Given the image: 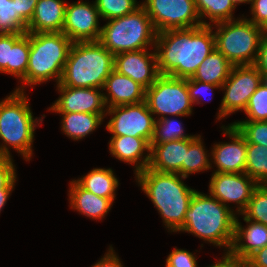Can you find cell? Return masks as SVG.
Returning <instances> with one entry per match:
<instances>
[{"label":"cell","instance_id":"39","mask_svg":"<svg viewBox=\"0 0 267 267\" xmlns=\"http://www.w3.org/2000/svg\"><path fill=\"white\" fill-rule=\"evenodd\" d=\"M165 267H199L197 259L192 252L174 248L166 259Z\"/></svg>","mask_w":267,"mask_h":267},{"label":"cell","instance_id":"28","mask_svg":"<svg viewBox=\"0 0 267 267\" xmlns=\"http://www.w3.org/2000/svg\"><path fill=\"white\" fill-rule=\"evenodd\" d=\"M201 135H196L189 139L188 152L185 156V162L182 164V176L188 177L200 171H207L212 168L211 155H207L204 148Z\"/></svg>","mask_w":267,"mask_h":267},{"label":"cell","instance_id":"19","mask_svg":"<svg viewBox=\"0 0 267 267\" xmlns=\"http://www.w3.org/2000/svg\"><path fill=\"white\" fill-rule=\"evenodd\" d=\"M102 90L107 108L124 105L137 104L145 101L146 89L130 77L112 70L106 78Z\"/></svg>","mask_w":267,"mask_h":267},{"label":"cell","instance_id":"10","mask_svg":"<svg viewBox=\"0 0 267 267\" xmlns=\"http://www.w3.org/2000/svg\"><path fill=\"white\" fill-rule=\"evenodd\" d=\"M112 118L106 129L112 136H130L145 139L149 144L154 136L155 119L146 101L107 108L105 116Z\"/></svg>","mask_w":267,"mask_h":267},{"label":"cell","instance_id":"47","mask_svg":"<svg viewBox=\"0 0 267 267\" xmlns=\"http://www.w3.org/2000/svg\"><path fill=\"white\" fill-rule=\"evenodd\" d=\"M13 189H0V212L2 211L3 207L6 205L9 196Z\"/></svg>","mask_w":267,"mask_h":267},{"label":"cell","instance_id":"4","mask_svg":"<svg viewBox=\"0 0 267 267\" xmlns=\"http://www.w3.org/2000/svg\"><path fill=\"white\" fill-rule=\"evenodd\" d=\"M25 92L14 91L0 101V156L12 157L10 147L30 161L35 129L42 123V117L33 116ZM41 118V119H40Z\"/></svg>","mask_w":267,"mask_h":267},{"label":"cell","instance_id":"14","mask_svg":"<svg viewBox=\"0 0 267 267\" xmlns=\"http://www.w3.org/2000/svg\"><path fill=\"white\" fill-rule=\"evenodd\" d=\"M95 2L77 1L66 5L62 32L73 42L99 41L101 28Z\"/></svg>","mask_w":267,"mask_h":267},{"label":"cell","instance_id":"40","mask_svg":"<svg viewBox=\"0 0 267 267\" xmlns=\"http://www.w3.org/2000/svg\"><path fill=\"white\" fill-rule=\"evenodd\" d=\"M187 88H188L190 99L194 105V104H201L200 100L206 97L205 94L208 95L210 91H213V89H219L221 88V86L194 80L190 77V78H187ZM211 99H208L207 101H210Z\"/></svg>","mask_w":267,"mask_h":267},{"label":"cell","instance_id":"22","mask_svg":"<svg viewBox=\"0 0 267 267\" xmlns=\"http://www.w3.org/2000/svg\"><path fill=\"white\" fill-rule=\"evenodd\" d=\"M65 2V0H38L32 19L27 25V32H62L67 5Z\"/></svg>","mask_w":267,"mask_h":267},{"label":"cell","instance_id":"49","mask_svg":"<svg viewBox=\"0 0 267 267\" xmlns=\"http://www.w3.org/2000/svg\"><path fill=\"white\" fill-rule=\"evenodd\" d=\"M261 82L267 86V73H261Z\"/></svg>","mask_w":267,"mask_h":267},{"label":"cell","instance_id":"16","mask_svg":"<svg viewBox=\"0 0 267 267\" xmlns=\"http://www.w3.org/2000/svg\"><path fill=\"white\" fill-rule=\"evenodd\" d=\"M223 134L230 142L214 144L211 150V162L217 168L214 173H245L247 142L238 129L232 125L221 126Z\"/></svg>","mask_w":267,"mask_h":267},{"label":"cell","instance_id":"30","mask_svg":"<svg viewBox=\"0 0 267 267\" xmlns=\"http://www.w3.org/2000/svg\"><path fill=\"white\" fill-rule=\"evenodd\" d=\"M194 136L184 133L181 121L167 116L155 119L154 136L150 144H163L174 140L190 139Z\"/></svg>","mask_w":267,"mask_h":267},{"label":"cell","instance_id":"18","mask_svg":"<svg viewBox=\"0 0 267 267\" xmlns=\"http://www.w3.org/2000/svg\"><path fill=\"white\" fill-rule=\"evenodd\" d=\"M247 226L241 225L236 215L234 236L229 253L241 262H245L253 253L267 245V226L246 219Z\"/></svg>","mask_w":267,"mask_h":267},{"label":"cell","instance_id":"1","mask_svg":"<svg viewBox=\"0 0 267 267\" xmlns=\"http://www.w3.org/2000/svg\"><path fill=\"white\" fill-rule=\"evenodd\" d=\"M215 49L211 25L157 33L155 51L160 75L190 78Z\"/></svg>","mask_w":267,"mask_h":267},{"label":"cell","instance_id":"25","mask_svg":"<svg viewBox=\"0 0 267 267\" xmlns=\"http://www.w3.org/2000/svg\"><path fill=\"white\" fill-rule=\"evenodd\" d=\"M83 189L108 199H115L119 180L111 168H93L82 178L75 180Z\"/></svg>","mask_w":267,"mask_h":267},{"label":"cell","instance_id":"20","mask_svg":"<svg viewBox=\"0 0 267 267\" xmlns=\"http://www.w3.org/2000/svg\"><path fill=\"white\" fill-rule=\"evenodd\" d=\"M108 147L110 154L113 157L122 162L134 165L135 175L142 172L149 166L151 147L150 144L143 138L112 136Z\"/></svg>","mask_w":267,"mask_h":267},{"label":"cell","instance_id":"50","mask_svg":"<svg viewBox=\"0 0 267 267\" xmlns=\"http://www.w3.org/2000/svg\"><path fill=\"white\" fill-rule=\"evenodd\" d=\"M262 29H263V34L267 35V24Z\"/></svg>","mask_w":267,"mask_h":267},{"label":"cell","instance_id":"6","mask_svg":"<svg viewBox=\"0 0 267 267\" xmlns=\"http://www.w3.org/2000/svg\"><path fill=\"white\" fill-rule=\"evenodd\" d=\"M72 43L63 32L30 33L26 76L14 91L24 92L26 85L32 87L51 79L58 84Z\"/></svg>","mask_w":267,"mask_h":267},{"label":"cell","instance_id":"13","mask_svg":"<svg viewBox=\"0 0 267 267\" xmlns=\"http://www.w3.org/2000/svg\"><path fill=\"white\" fill-rule=\"evenodd\" d=\"M258 185L246 173H212L208 188L209 193L226 207L231 209L229 203L235 202V214L239 216L246 209Z\"/></svg>","mask_w":267,"mask_h":267},{"label":"cell","instance_id":"27","mask_svg":"<svg viewBox=\"0 0 267 267\" xmlns=\"http://www.w3.org/2000/svg\"><path fill=\"white\" fill-rule=\"evenodd\" d=\"M195 6L202 25L235 20L233 13L236 6L232 0H195ZM206 17L209 23L204 20Z\"/></svg>","mask_w":267,"mask_h":267},{"label":"cell","instance_id":"12","mask_svg":"<svg viewBox=\"0 0 267 267\" xmlns=\"http://www.w3.org/2000/svg\"><path fill=\"white\" fill-rule=\"evenodd\" d=\"M141 6L152 20L157 33L202 25L195 0H145Z\"/></svg>","mask_w":267,"mask_h":267},{"label":"cell","instance_id":"11","mask_svg":"<svg viewBox=\"0 0 267 267\" xmlns=\"http://www.w3.org/2000/svg\"><path fill=\"white\" fill-rule=\"evenodd\" d=\"M261 83V72L254 65L233 66L228 79L220 88L224 96L216 119L221 120L236 111H244Z\"/></svg>","mask_w":267,"mask_h":267},{"label":"cell","instance_id":"44","mask_svg":"<svg viewBox=\"0 0 267 267\" xmlns=\"http://www.w3.org/2000/svg\"><path fill=\"white\" fill-rule=\"evenodd\" d=\"M114 251L113 247L110 246L105 255L91 267H123L122 261Z\"/></svg>","mask_w":267,"mask_h":267},{"label":"cell","instance_id":"7","mask_svg":"<svg viewBox=\"0 0 267 267\" xmlns=\"http://www.w3.org/2000/svg\"><path fill=\"white\" fill-rule=\"evenodd\" d=\"M99 42L113 55L155 48L157 31L145 9L140 6L125 16L107 20L101 26Z\"/></svg>","mask_w":267,"mask_h":267},{"label":"cell","instance_id":"3","mask_svg":"<svg viewBox=\"0 0 267 267\" xmlns=\"http://www.w3.org/2000/svg\"><path fill=\"white\" fill-rule=\"evenodd\" d=\"M234 212L210 193L195 191L184 216V225L178 232L191 233L229 252L234 236Z\"/></svg>","mask_w":267,"mask_h":267},{"label":"cell","instance_id":"15","mask_svg":"<svg viewBox=\"0 0 267 267\" xmlns=\"http://www.w3.org/2000/svg\"><path fill=\"white\" fill-rule=\"evenodd\" d=\"M58 99L48 108L55 113L106 114L103 90L99 88H72L57 85ZM102 90V91H101Z\"/></svg>","mask_w":267,"mask_h":267},{"label":"cell","instance_id":"9","mask_svg":"<svg viewBox=\"0 0 267 267\" xmlns=\"http://www.w3.org/2000/svg\"><path fill=\"white\" fill-rule=\"evenodd\" d=\"M145 101L157 119L168 116H189L192 114L193 103L190 99L187 79L160 75L156 81L146 89ZM161 115V116H160Z\"/></svg>","mask_w":267,"mask_h":267},{"label":"cell","instance_id":"17","mask_svg":"<svg viewBox=\"0 0 267 267\" xmlns=\"http://www.w3.org/2000/svg\"><path fill=\"white\" fill-rule=\"evenodd\" d=\"M153 51L150 53L145 49L116 54L114 70L130 77L147 89L160 76L155 48Z\"/></svg>","mask_w":267,"mask_h":267},{"label":"cell","instance_id":"41","mask_svg":"<svg viewBox=\"0 0 267 267\" xmlns=\"http://www.w3.org/2000/svg\"><path fill=\"white\" fill-rule=\"evenodd\" d=\"M250 9L252 17L246 19L263 28L267 24V0H251Z\"/></svg>","mask_w":267,"mask_h":267},{"label":"cell","instance_id":"42","mask_svg":"<svg viewBox=\"0 0 267 267\" xmlns=\"http://www.w3.org/2000/svg\"><path fill=\"white\" fill-rule=\"evenodd\" d=\"M16 13L28 25L38 0H14Z\"/></svg>","mask_w":267,"mask_h":267},{"label":"cell","instance_id":"38","mask_svg":"<svg viewBox=\"0 0 267 267\" xmlns=\"http://www.w3.org/2000/svg\"><path fill=\"white\" fill-rule=\"evenodd\" d=\"M12 157L0 156V189H15L16 168Z\"/></svg>","mask_w":267,"mask_h":267},{"label":"cell","instance_id":"5","mask_svg":"<svg viewBox=\"0 0 267 267\" xmlns=\"http://www.w3.org/2000/svg\"><path fill=\"white\" fill-rule=\"evenodd\" d=\"M114 69V55L99 41L72 43L57 85L102 89Z\"/></svg>","mask_w":267,"mask_h":267},{"label":"cell","instance_id":"8","mask_svg":"<svg viewBox=\"0 0 267 267\" xmlns=\"http://www.w3.org/2000/svg\"><path fill=\"white\" fill-rule=\"evenodd\" d=\"M243 17V18H242ZM216 23L215 49L233 66L254 65L258 56L263 29L244 17ZM239 18V19H238Z\"/></svg>","mask_w":267,"mask_h":267},{"label":"cell","instance_id":"29","mask_svg":"<svg viewBox=\"0 0 267 267\" xmlns=\"http://www.w3.org/2000/svg\"><path fill=\"white\" fill-rule=\"evenodd\" d=\"M245 173L259 185H267V147L247 143Z\"/></svg>","mask_w":267,"mask_h":267},{"label":"cell","instance_id":"48","mask_svg":"<svg viewBox=\"0 0 267 267\" xmlns=\"http://www.w3.org/2000/svg\"><path fill=\"white\" fill-rule=\"evenodd\" d=\"M232 2L235 6H238L240 3H245V4L250 3L251 4V0H232Z\"/></svg>","mask_w":267,"mask_h":267},{"label":"cell","instance_id":"32","mask_svg":"<svg viewBox=\"0 0 267 267\" xmlns=\"http://www.w3.org/2000/svg\"><path fill=\"white\" fill-rule=\"evenodd\" d=\"M27 24L16 13L14 0H0V34H26Z\"/></svg>","mask_w":267,"mask_h":267},{"label":"cell","instance_id":"2","mask_svg":"<svg viewBox=\"0 0 267 267\" xmlns=\"http://www.w3.org/2000/svg\"><path fill=\"white\" fill-rule=\"evenodd\" d=\"M136 182L158 210L163 223L170 232H178L184 225L195 189L188 187L176 173L158 172L148 167L135 175Z\"/></svg>","mask_w":267,"mask_h":267},{"label":"cell","instance_id":"37","mask_svg":"<svg viewBox=\"0 0 267 267\" xmlns=\"http://www.w3.org/2000/svg\"><path fill=\"white\" fill-rule=\"evenodd\" d=\"M23 35L0 34V73L10 74L11 48Z\"/></svg>","mask_w":267,"mask_h":267},{"label":"cell","instance_id":"26","mask_svg":"<svg viewBox=\"0 0 267 267\" xmlns=\"http://www.w3.org/2000/svg\"><path fill=\"white\" fill-rule=\"evenodd\" d=\"M62 115V132L72 140L85 138L102 124L105 114L59 113Z\"/></svg>","mask_w":267,"mask_h":267},{"label":"cell","instance_id":"33","mask_svg":"<svg viewBox=\"0 0 267 267\" xmlns=\"http://www.w3.org/2000/svg\"><path fill=\"white\" fill-rule=\"evenodd\" d=\"M239 215L267 226V185H258L253 190L246 209Z\"/></svg>","mask_w":267,"mask_h":267},{"label":"cell","instance_id":"24","mask_svg":"<svg viewBox=\"0 0 267 267\" xmlns=\"http://www.w3.org/2000/svg\"><path fill=\"white\" fill-rule=\"evenodd\" d=\"M233 65L218 50L214 49L199 65L191 77L205 83L222 86L228 79Z\"/></svg>","mask_w":267,"mask_h":267},{"label":"cell","instance_id":"35","mask_svg":"<svg viewBox=\"0 0 267 267\" xmlns=\"http://www.w3.org/2000/svg\"><path fill=\"white\" fill-rule=\"evenodd\" d=\"M231 124L244 136L247 143L267 147V121H234Z\"/></svg>","mask_w":267,"mask_h":267},{"label":"cell","instance_id":"43","mask_svg":"<svg viewBox=\"0 0 267 267\" xmlns=\"http://www.w3.org/2000/svg\"><path fill=\"white\" fill-rule=\"evenodd\" d=\"M254 66L261 72L267 73V35L263 34L259 44L258 56Z\"/></svg>","mask_w":267,"mask_h":267},{"label":"cell","instance_id":"21","mask_svg":"<svg viewBox=\"0 0 267 267\" xmlns=\"http://www.w3.org/2000/svg\"><path fill=\"white\" fill-rule=\"evenodd\" d=\"M150 147L149 169L182 176V164L185 162V156L188 152L189 139L150 144Z\"/></svg>","mask_w":267,"mask_h":267},{"label":"cell","instance_id":"34","mask_svg":"<svg viewBox=\"0 0 267 267\" xmlns=\"http://www.w3.org/2000/svg\"><path fill=\"white\" fill-rule=\"evenodd\" d=\"M94 2L103 20L125 16L141 6L137 0H95Z\"/></svg>","mask_w":267,"mask_h":267},{"label":"cell","instance_id":"31","mask_svg":"<svg viewBox=\"0 0 267 267\" xmlns=\"http://www.w3.org/2000/svg\"><path fill=\"white\" fill-rule=\"evenodd\" d=\"M30 51V33L24 34L11 48L10 75L18 77L20 83L26 76Z\"/></svg>","mask_w":267,"mask_h":267},{"label":"cell","instance_id":"36","mask_svg":"<svg viewBox=\"0 0 267 267\" xmlns=\"http://www.w3.org/2000/svg\"><path fill=\"white\" fill-rule=\"evenodd\" d=\"M248 119L243 121H266L267 120V86L261 83L250 97L244 110Z\"/></svg>","mask_w":267,"mask_h":267},{"label":"cell","instance_id":"23","mask_svg":"<svg viewBox=\"0 0 267 267\" xmlns=\"http://www.w3.org/2000/svg\"><path fill=\"white\" fill-rule=\"evenodd\" d=\"M68 194L70 208L93 220L105 218L115 200L99 197L83 189L75 179L70 181Z\"/></svg>","mask_w":267,"mask_h":267},{"label":"cell","instance_id":"46","mask_svg":"<svg viewBox=\"0 0 267 267\" xmlns=\"http://www.w3.org/2000/svg\"><path fill=\"white\" fill-rule=\"evenodd\" d=\"M243 265V262L232 256L229 252H225L220 261L218 260L208 267H242Z\"/></svg>","mask_w":267,"mask_h":267},{"label":"cell","instance_id":"45","mask_svg":"<svg viewBox=\"0 0 267 267\" xmlns=\"http://www.w3.org/2000/svg\"><path fill=\"white\" fill-rule=\"evenodd\" d=\"M246 267H267V245L253 253L245 262Z\"/></svg>","mask_w":267,"mask_h":267}]
</instances>
